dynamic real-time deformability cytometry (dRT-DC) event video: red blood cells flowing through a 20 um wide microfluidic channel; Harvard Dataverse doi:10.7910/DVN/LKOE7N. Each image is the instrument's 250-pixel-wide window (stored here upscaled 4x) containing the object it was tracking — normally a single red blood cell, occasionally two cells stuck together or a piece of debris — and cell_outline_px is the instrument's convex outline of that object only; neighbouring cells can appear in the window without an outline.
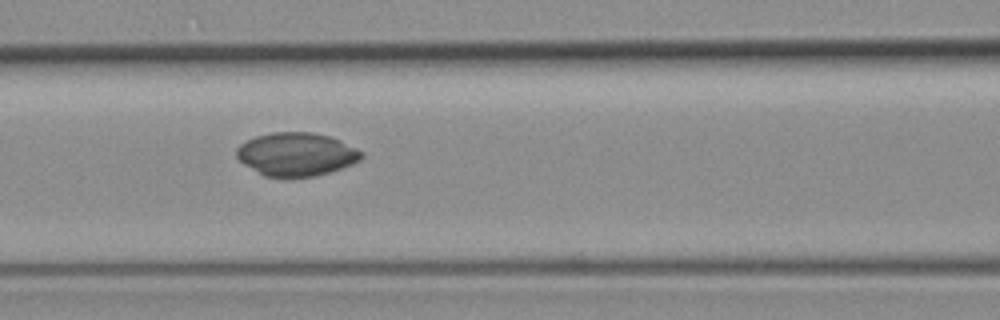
{"species": "common noctule bat (a hibernating species)", "species_latin": "Nyctalus noctula", "temperature_condition": "room temperature", "stored_images_in_passage": 11, "camera_frame_rate_fps": 3000, "um_per_image_px": 0.085, "animal": {"sex": "female", "body_mass_g": 19.3, "forearm_length_mm": 54.1}, "frame": {"image": 1, "passage_image": 6, "time_ms": 6.667, "image_size_px": [1000, 320], "cell_outline_px": [[364, 156], [360, 160], [352, 164], [316, 176], [284, 180], [264, 176], [244, 164], [236, 156], [236, 148], [240, 144], [256, 136], [272, 132], [312, 132], [332, 136], [364, 152]], "centroid_in_image_um": [25.19, 13.14], "position_along_channel_um": 141.4, "area_um2": 32.14}}
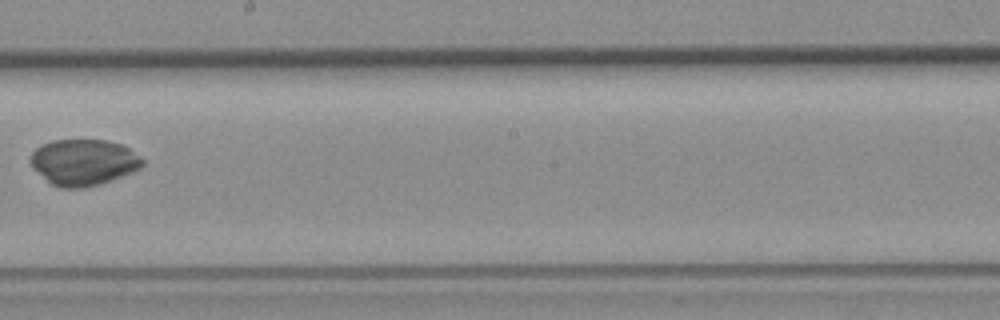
{"frame": {"image": 2, "passage_image": 8, "time_ms": 9.333, "image_size_px": [1000, 320], "cell_outline_px": [[144, 164], [140, 168], [132, 172], [112, 180], [100, 184], [84, 188], [60, 188], [52, 184], [32, 168], [28, 160], [32, 152], [40, 144], [52, 140], [108, 140], [120, 144], [128, 148], [140, 156], [144, 160]], "centroid_in_image_um": [7.08, 13.79], "position_along_channel_um": 241.1, "area_um2": 30.35}}
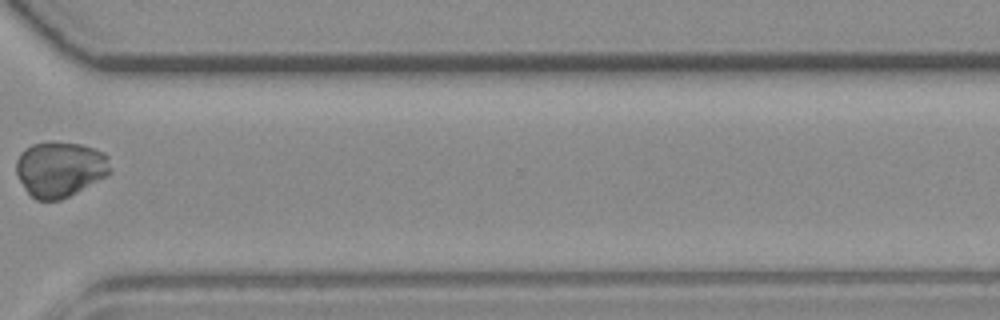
{"frame": {"image": 3, "passage_image": 11, "time_ms": 12.667, "image_size_px": [1000, 320], "cell_outline_px": [[112, 172], [108, 176], [60, 200], [36, 200], [24, 188], [16, 176], [16, 160], [20, 152], [24, 148], [32, 144], [48, 140], [52, 140], [80, 144], [104, 152], [108, 156]], "centroid_in_image_um": [5.09, 14.35], "position_along_channel_um": 365.5, "area_um2": 30.92}}